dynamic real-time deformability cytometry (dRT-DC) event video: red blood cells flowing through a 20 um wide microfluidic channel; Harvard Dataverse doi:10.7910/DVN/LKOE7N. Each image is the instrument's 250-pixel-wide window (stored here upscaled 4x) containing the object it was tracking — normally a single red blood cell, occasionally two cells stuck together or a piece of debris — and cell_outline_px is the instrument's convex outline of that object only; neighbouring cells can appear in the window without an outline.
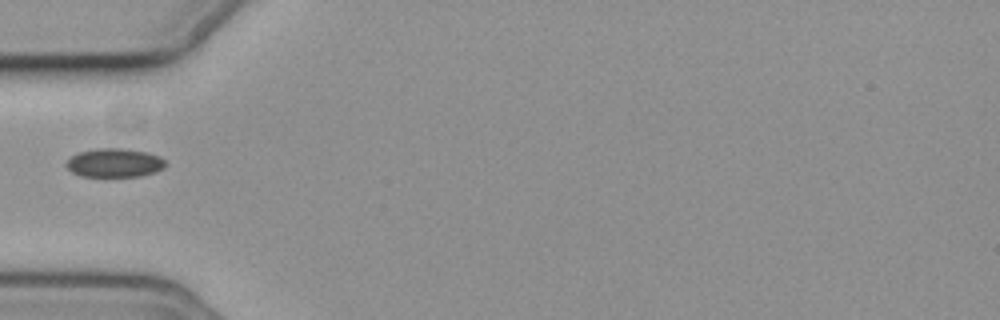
{"species": "common noctule bat (a hibernating species)", "species_latin": "Nyctalus noctula", "temperature_condition": "cold", "stored_images_in_passage": 38, "camera_frame_rate_fps": 3000, "um_per_image_px": 0.085, "animal": {"sex": "female", "body_mass_g": 19.3, "forearm_length_mm": 54.1}, "frame": {"image": 1, "passage_image": 1, "time_ms": 0.0, "image_size_px": [1000, 320], "cell_outline_px": [[168, 164], [164, 168], [156, 172], [140, 176], [80, 176], [72, 172], [64, 164], [72, 156], [80, 152], [96, 148], [124, 148], [148, 152], [160, 156]], "centroid_in_image_um": [9.77, 13.83], "position_along_channel_um": 75.2, "area_um2": 16.76}}
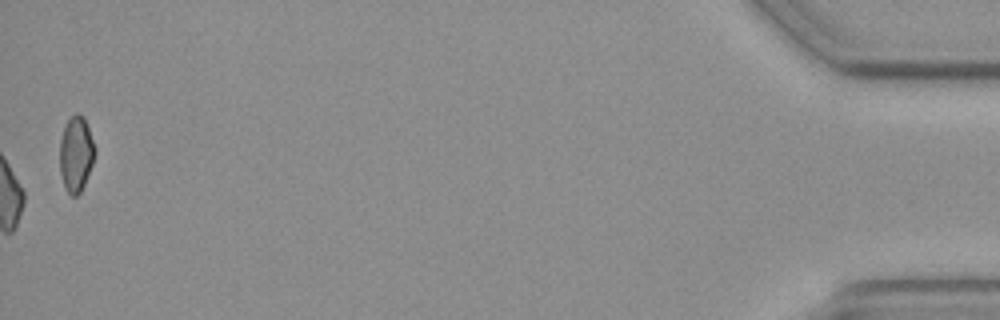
{"frame": {"image": 2, "passage_image": 38, "time_ms": 12.333, "image_size_px": [1000, 320], "cell_outline_px": [[96, 152], [92, 164], [84, 184], [80, 192], [76, 196], [72, 196], [64, 188], [60, 172], [60, 140], [64, 124], [76, 112], [80, 112], [84, 116], [96, 148]], "centroid_in_image_um": [6.46, 13.05], "position_along_channel_um": 428.7, "area_um2": 15.61}}